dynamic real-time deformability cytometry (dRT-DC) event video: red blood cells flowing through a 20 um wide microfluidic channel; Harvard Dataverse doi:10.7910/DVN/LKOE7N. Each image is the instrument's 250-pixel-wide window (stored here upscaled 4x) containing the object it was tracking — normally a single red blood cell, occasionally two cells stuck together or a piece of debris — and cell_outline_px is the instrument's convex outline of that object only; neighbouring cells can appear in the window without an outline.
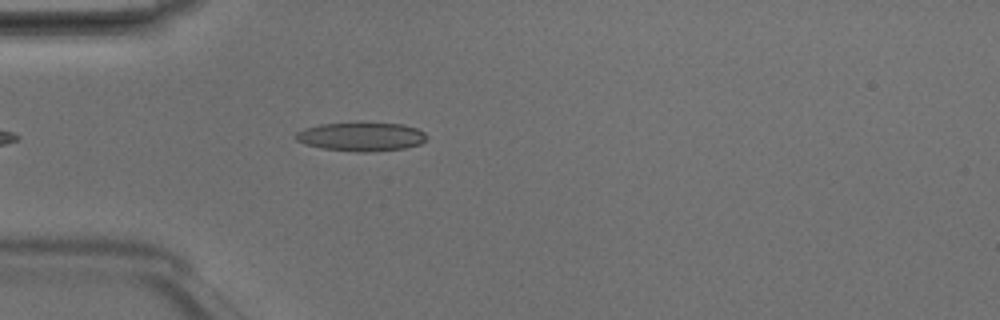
{"species": "Egyptian fruit bat (a non-hibernating species)", "species_latin": "Rousettus aegyptiacus", "temperature_condition": "room temperature", "stored_images_in_passage": 37, "camera_frame_rate_fps": 3000, "um_per_image_px": 0.085, "animal": {"sex": "male"}, "frame": {"image": 1, "passage_image": 5, "time_ms": 1.333, "image_size_px": [1000, 320], "cell_outline_px": [[428, 136], [420, 144], [404, 148], [364, 152], [356, 152], [324, 148], [304, 144], [296, 140], [296, 132], [304, 128], [320, 124], [404, 124], [416, 128], [424, 132]], "centroid_in_image_um": [30.7, 11.63], "position_along_channel_um": 54.3, "area_um2": 21.44}}
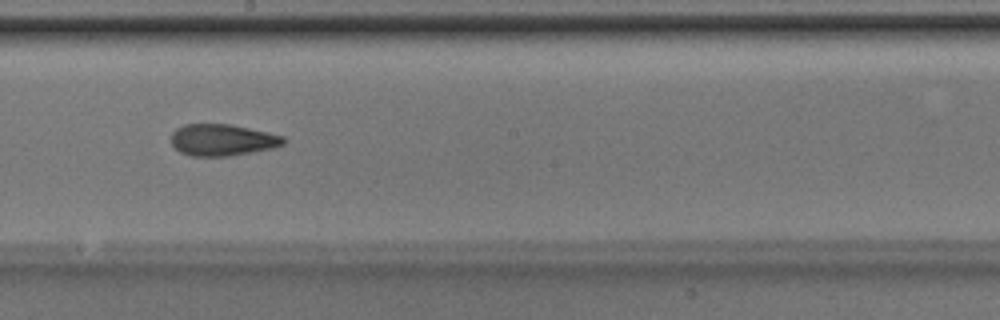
{"frame": {"image": 2, "passage_image": 18, "time_ms": 5.667, "image_size_px": [1000, 320], "cell_outline_px": [[284, 144], [272, 148], [252, 152], [228, 156], [192, 156], [180, 152], [172, 144], [172, 132], [176, 128], [184, 124], [228, 124], [268, 132], [284, 136]], "centroid_in_image_um": [18.89, 11.89], "position_along_channel_um": 229.3, "area_um2": 20.58}}
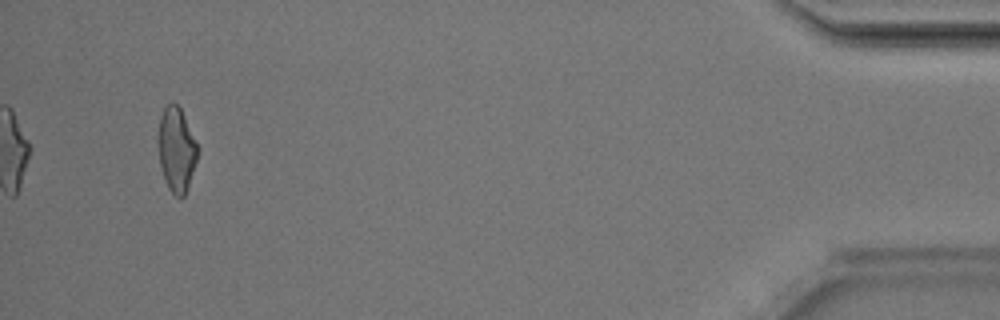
{"frame": {"image": 3, "passage_image": 37, "time_ms": 12.0, "image_size_px": [1000, 320], "cell_outline_px": [[200, 148], [188, 188], [184, 196], [176, 196], [168, 188], [164, 180], [160, 164], [160, 116], [164, 108], [168, 104], [176, 104], [180, 108]], "centroid_in_image_um": [15.04, 12.75], "position_along_channel_um": 420.2, "area_um2": 18.96}, "authors_computed_cell_mechanics": {"area_um2": 20.4034, "velocity_mm_per_s": 4.209, "shape_relaxation_time_tau1_ms": 8.0589, "shape_relaxation_time_tau2_ms": 3.1478, "deformation_change_tau1": 0.2011, "deformation_change_tau2": 0.1065}}